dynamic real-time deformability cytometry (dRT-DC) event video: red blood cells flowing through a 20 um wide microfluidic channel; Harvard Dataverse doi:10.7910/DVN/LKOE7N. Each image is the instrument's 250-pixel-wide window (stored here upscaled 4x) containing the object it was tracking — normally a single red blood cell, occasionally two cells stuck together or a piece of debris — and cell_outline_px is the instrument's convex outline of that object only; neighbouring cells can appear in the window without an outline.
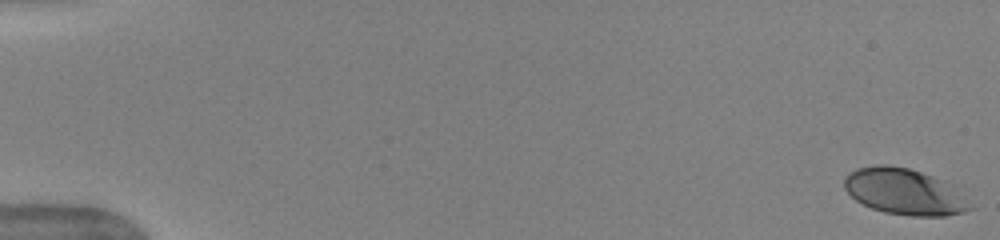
{"species": "human", "species_latin": "Homo sapiens", "temperature_condition": "warm", "stored_images_in_passage": 52, "camera_frame_rate_fps": 3000, "um_per_image_px": 0.085, "donor": {"sex": "female"}, "frame": {"image": 1, "passage_image": 1, "time_ms": 0.0, "image_size_px": [1000, 240], "cell_outline_px": [[972, 208], [964, 212], [944, 216], [912, 216], [884, 212], [872, 208], [856, 200], [844, 188], [844, 176], [848, 172], [856, 168], [872, 164], [888, 164], [908, 168], [944, 180], [952, 184], [964, 196]], "centroid_in_image_um": [76.85, 16.27], "position_along_channel_um": 8.2, "area_um2": 33.99}}
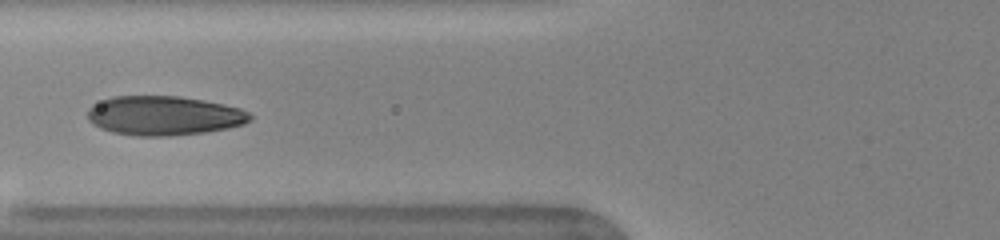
{"frame": {"image": 2, "passage_image": 22, "time_ms": 7.0, "image_size_px": [1000, 240], "cell_outline_px": [[252, 120], [244, 124], [228, 128], [204, 132], [172, 136], [136, 136], [112, 132], [100, 128], [92, 124], [88, 120], [88, 108], [112, 96], [180, 96], [204, 100], [224, 104], [240, 108], [248, 112], [252, 116]], "centroid_in_image_um": [13.95, 9.83], "position_along_channel_um": 111.8, "area_um2": 37.34}}
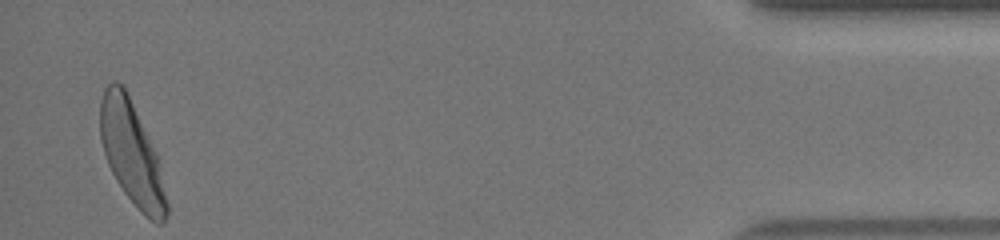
{"frame": {"image": 3, "passage_image": 51, "time_ms": 16.667, "image_size_px": [1000, 240], "cell_outline_px": [[168, 216], [164, 224], [156, 224], [144, 216], [124, 192], [116, 180], [108, 164], [100, 140], [100, 104], [104, 88], [112, 80], [116, 80], [124, 84], [156, 152], [160, 164], [168, 204]], "centroid_in_image_um": [11.21, 13.04], "position_along_channel_um": 424.0, "area_um2": 40.17}, "authors_computed_cell_mechanics": {"area_um2": 36.9053, "velocity_mm_per_s": 3.953, "shape_relaxation_time_tau1_ms": 3.162, "shape_relaxation_time_tau2_ms": null, "deformation_change_tau1": 0.1715, "deformation_change_tau2": null}}